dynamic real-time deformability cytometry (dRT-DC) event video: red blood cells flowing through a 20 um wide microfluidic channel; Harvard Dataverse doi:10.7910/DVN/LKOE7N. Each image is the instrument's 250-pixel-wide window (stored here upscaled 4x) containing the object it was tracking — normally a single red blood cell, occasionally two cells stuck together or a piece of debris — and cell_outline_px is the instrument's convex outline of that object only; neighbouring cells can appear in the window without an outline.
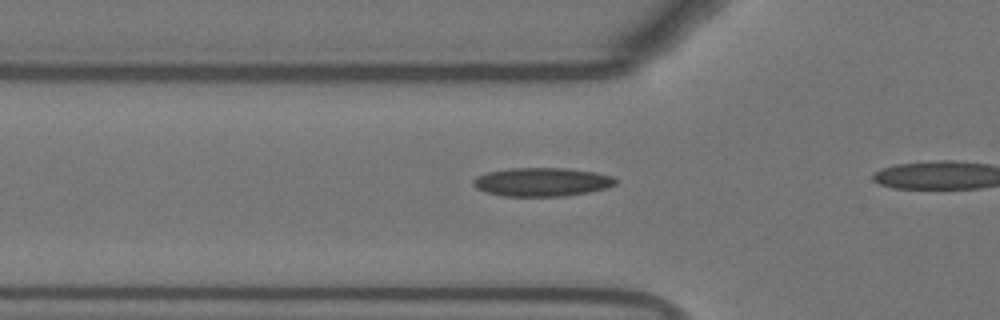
{"species": "Egyptian fruit bat (a non-hibernating species)", "species_latin": "Rousettus aegyptiacus", "temperature_condition": "warm", "stored_images_in_passage": 12, "camera_frame_rate_fps": 3000, "um_per_image_px": 0.085, "animal": {"sex": "female"}, "frame": {"image": 1, "passage_image": 7, "time_ms": 2.0, "image_size_px": [1000, 320], "cell_outline_px": [[616, 184], [604, 188], [588, 192], [564, 196], [504, 196], [484, 192], [476, 188], [472, 184], [472, 180], [476, 176], [488, 172], [508, 168], [568, 168], [596, 172], [612, 176], [616, 180]], "centroid_in_image_um": [46.02, 15.46], "position_along_channel_um": 79.8, "area_um2": 23.81}}
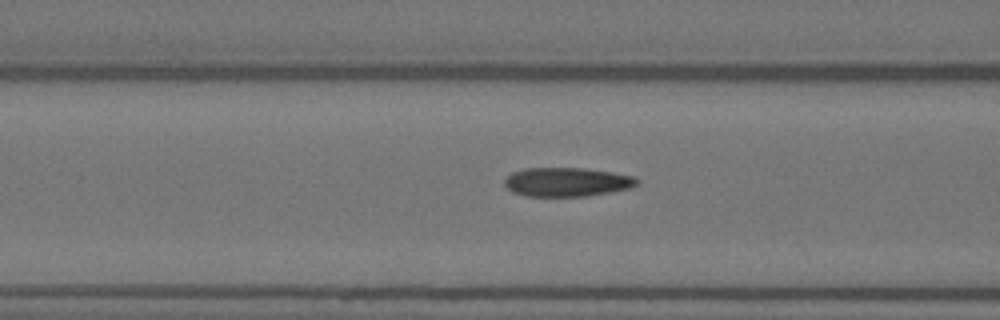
{"frame": {"image": 2, "passage_image": 10, "time_ms": 3.0, "image_size_px": [1000, 320], "cell_outline_px": [[640, 184], [628, 188], [588, 196], [524, 196], [512, 192], [504, 184], [504, 180], [512, 172], [524, 168], [580, 168], [612, 172], [632, 176], [640, 180]], "centroid_in_image_um": [48.17, 15.47], "position_along_channel_um": 118.4, "area_um2": 22.31}}